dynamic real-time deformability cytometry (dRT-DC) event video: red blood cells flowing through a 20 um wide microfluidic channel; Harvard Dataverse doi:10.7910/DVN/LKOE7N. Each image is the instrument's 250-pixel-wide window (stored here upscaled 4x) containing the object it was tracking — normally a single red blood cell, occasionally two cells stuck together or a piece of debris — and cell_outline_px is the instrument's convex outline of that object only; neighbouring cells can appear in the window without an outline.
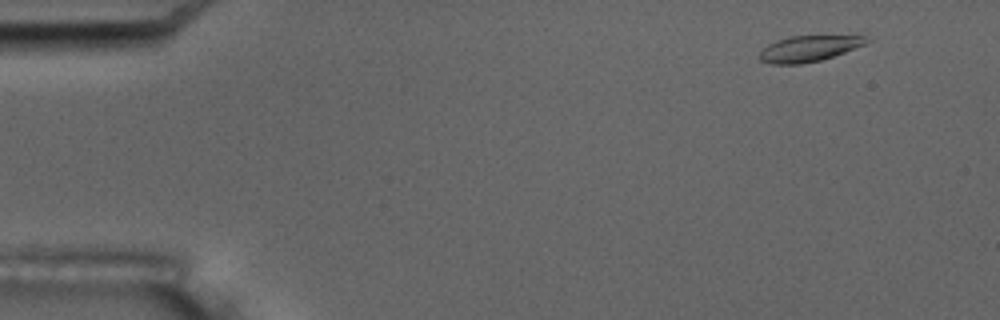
{"species": "common noctule bat (a hibernating species)", "species_latin": "Nyctalus noctula", "temperature_condition": "room temperature", "stored_images_in_passage": 5, "camera_frame_rate_fps": 3000, "um_per_image_px": 0.085, "animal": {"sex": "male", "body_mass_g": 17.5, "forearm_length_mm": 52.3}, "frame": {"image": 1, "passage_image": 2, "time_ms": 1.333, "image_size_px": [1000, 320], "cell_outline_px": [[872, 40], [864, 44], [844, 52], [820, 60], [800, 64], [772, 64], [760, 60], [760, 52], [768, 44], [776, 40], [788, 36], [864, 36]], "centroid_in_image_um": [68.72, 4.12], "position_along_channel_um": 16.3, "area_um2": 15.9}}